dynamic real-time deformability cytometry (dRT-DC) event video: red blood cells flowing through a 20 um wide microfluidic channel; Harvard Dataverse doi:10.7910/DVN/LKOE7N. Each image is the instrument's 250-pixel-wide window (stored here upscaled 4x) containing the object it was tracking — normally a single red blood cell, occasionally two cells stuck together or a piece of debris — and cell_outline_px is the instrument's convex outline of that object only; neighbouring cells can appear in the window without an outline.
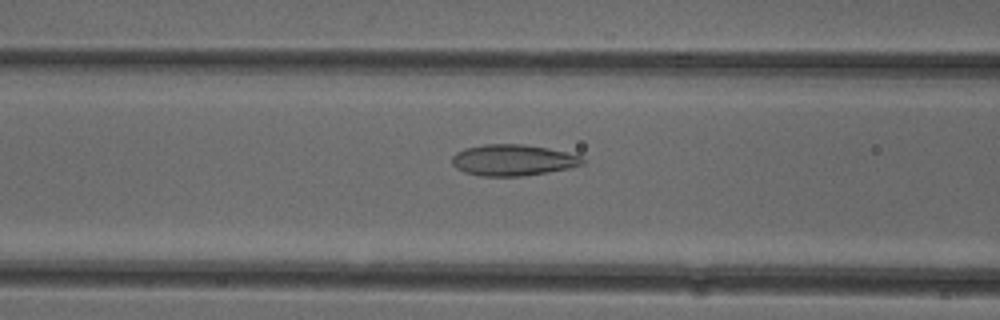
{"species": "common noctule bat (a hibernating species)", "species_latin": "Nyctalus noctula", "temperature_condition": "cold", "stored_images_in_passage": 52, "camera_frame_rate_fps": 3000, "um_per_image_px": 0.085, "animal": {"sex": "female"}, "frame": {"image": 1, "passage_image": 21, "time_ms": 6.667, "image_size_px": [1000, 320], "cell_outline_px": [[588, 160], [584, 164], [568, 168], [524, 176], [480, 176], [464, 172], [456, 168], [452, 164], [452, 156], [456, 152], [464, 148], [484, 144], [524, 144], [548, 148], [580, 156]], "centroid_in_image_um": [43.58, 13.61], "position_along_channel_um": 123.0, "area_um2": 23.81}}
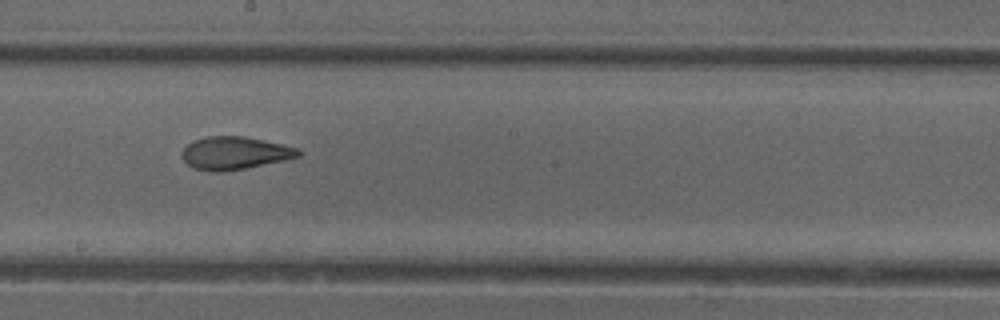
{"frame": {"image": 2, "passage_image": 29, "time_ms": 9.333, "image_size_px": [1000, 320], "cell_outline_px": [[300, 156], [284, 160], [244, 168], [220, 172], [212, 172], [192, 168], [180, 156], [180, 152], [192, 140], [204, 136], [244, 136], [280, 144], [296, 148], [300, 152]], "centroid_in_image_um": [19.86, 13.01], "position_along_channel_um": 228.3, "area_um2": 22.14}}
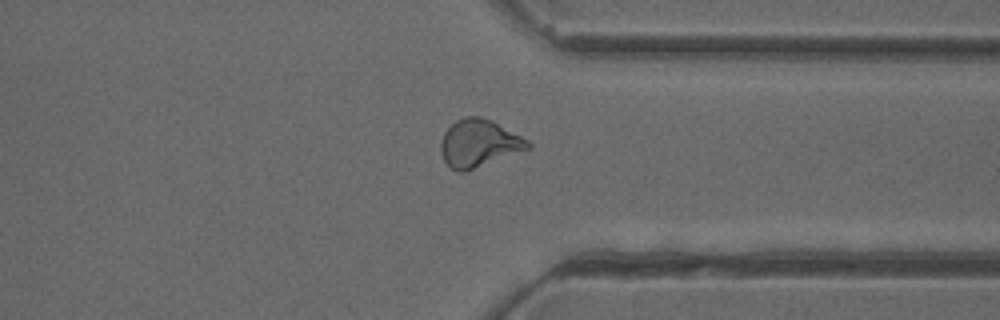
{"frame": {"image": 3, "passage_image": 40, "time_ms": 13.0, "image_size_px": [1000, 320], "cell_outline_px": [[532, 148], [464, 172], [456, 172], [444, 160], [440, 148], [440, 144], [444, 132], [456, 120], [464, 116], [480, 116], [492, 120], [528, 140], [532, 144]], "centroid_in_image_um": [40.72, 12.17], "position_along_channel_um": 370.7, "area_um2": 24.1}, "authors_computed_cell_mechanics": {"area_um2": 23.6402, "velocity_mm_per_s": 3.9451, "shape_relaxation_time_tau1_ms": 10.4219, "shape_relaxation_time_tau2_ms": 1.5007, "deformation_change_tau1": 0.2461, "deformation_change_tau2": 0.0793}}